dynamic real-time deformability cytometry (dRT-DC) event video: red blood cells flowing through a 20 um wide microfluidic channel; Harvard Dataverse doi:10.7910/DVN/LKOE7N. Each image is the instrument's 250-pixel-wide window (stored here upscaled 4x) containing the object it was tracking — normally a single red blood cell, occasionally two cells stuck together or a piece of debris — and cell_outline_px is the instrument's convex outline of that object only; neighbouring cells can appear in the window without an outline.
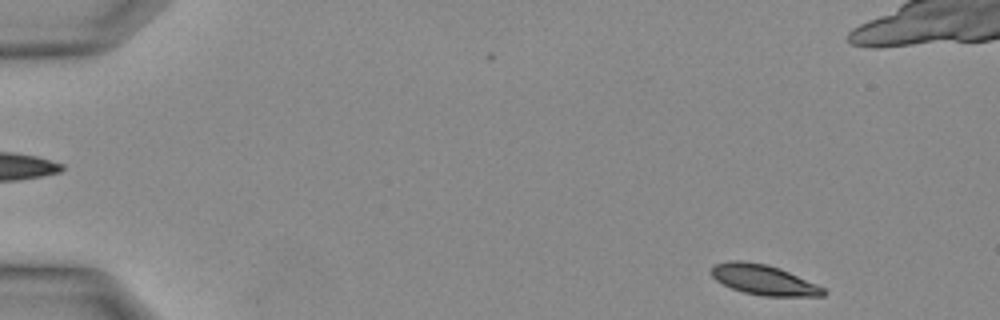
{"species": "Egyptian fruit bat (a non-hibernating species)", "species_latin": "Rousettus aegyptiacus", "temperature_condition": "warm", "stored_images_in_passage": 4, "camera_frame_rate_fps": 3000, "um_per_image_px": 0.085, "animal": {"sex": "female"}, "frame": {"image": 1, "passage_image": 1, "time_ms": 0.0, "image_size_px": [1000, 320], "cell_outline_px": [[828, 292], [824, 296], [764, 296], [744, 292], [732, 288], [716, 280], [712, 276], [712, 268], [716, 264], [728, 260], [740, 260], [768, 264], [780, 268], [816, 284], [824, 288]], "centroid_in_image_um": [64.93, 23.78], "position_along_channel_um": 20.1, "area_um2": 19.59}}